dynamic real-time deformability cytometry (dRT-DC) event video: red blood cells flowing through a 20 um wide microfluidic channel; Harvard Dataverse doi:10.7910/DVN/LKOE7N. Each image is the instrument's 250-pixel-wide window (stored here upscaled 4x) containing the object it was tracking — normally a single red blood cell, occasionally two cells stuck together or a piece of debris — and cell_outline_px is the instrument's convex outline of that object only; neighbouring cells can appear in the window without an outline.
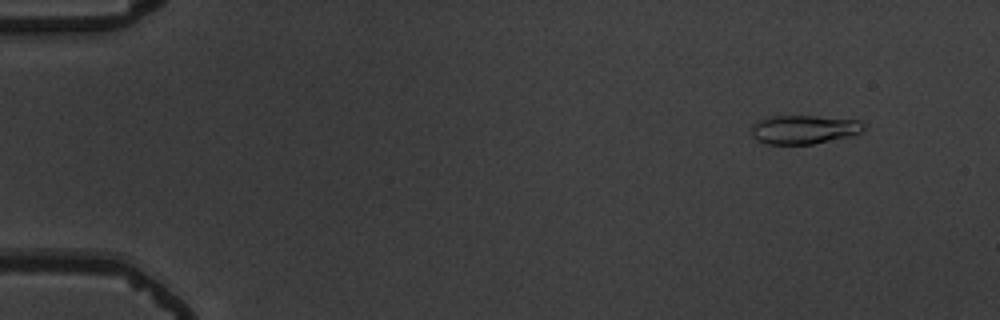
{"species": "common noctule bat (a hibernating species)", "species_latin": "Nyctalus noctula", "temperature_condition": "warm", "stored_images_in_passage": 11, "camera_frame_rate_fps": 3000, "um_per_image_px": 0.085, "animal": {"sex": "male", "body_mass_g": 19.5, "forearm_length_mm": 54.6}, "frame": {"image": 1, "passage_image": 4, "time_ms": 1.0, "image_size_px": [1000, 320], "cell_outline_px": [[864, 128], [860, 132], [848, 136], [812, 144], [768, 144], [756, 140], [752, 136], [752, 124], [760, 120], [772, 116], [816, 116], [860, 120], [864, 124]], "centroid_in_image_um": [68.31, 11.0], "position_along_channel_um": 16.7, "area_um2": 18.67}}